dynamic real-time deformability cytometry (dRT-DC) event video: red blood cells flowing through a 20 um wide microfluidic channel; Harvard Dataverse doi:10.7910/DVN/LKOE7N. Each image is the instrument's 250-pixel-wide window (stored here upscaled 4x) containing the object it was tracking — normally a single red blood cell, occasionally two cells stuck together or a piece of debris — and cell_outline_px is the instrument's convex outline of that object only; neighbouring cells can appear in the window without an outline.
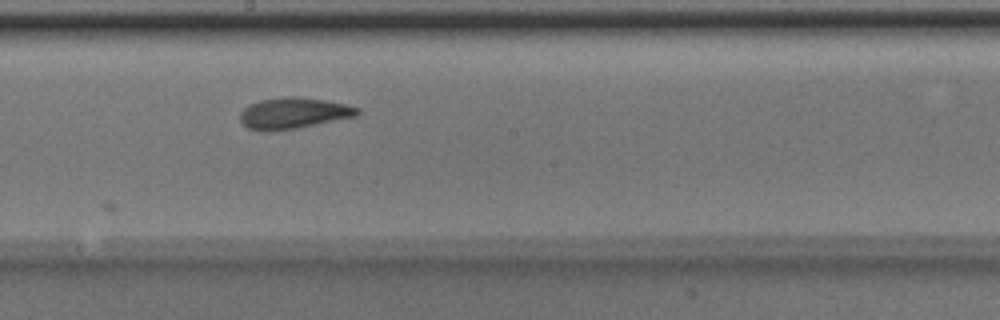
{"species": "Egyptian fruit bat (a non-hibernating species)", "species_latin": "Rousettus aegyptiacus", "temperature_condition": "room temperature", "stored_images_in_passage": 11, "camera_frame_rate_fps": 3000, "um_per_image_px": 0.085, "animal": {"sex": "male"}, "frame": {"image": 1, "passage_image": 8, "time_ms": 2.333, "image_size_px": [1000, 320], "cell_outline_px": [[360, 112], [356, 116], [296, 128], [268, 132], [264, 132], [248, 128], [240, 120], [240, 112], [248, 104], [260, 100], [288, 96], [296, 96], [324, 100], [348, 104], [360, 108]], "centroid_in_image_um": [24.93, 9.61], "position_along_channel_um": 223.3, "area_um2": 21.33}}
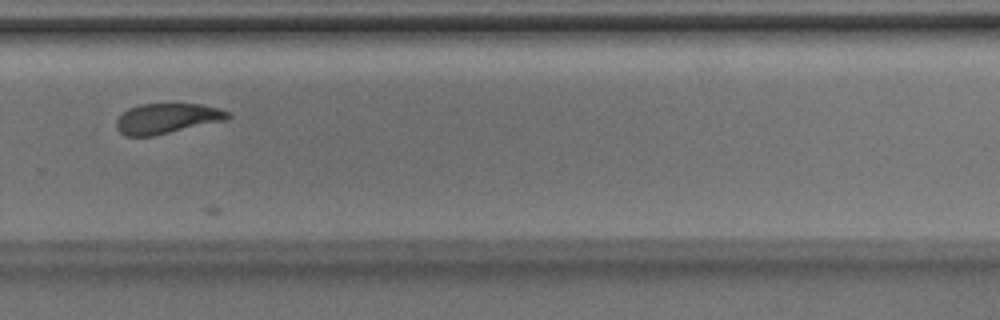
{"frame": {"image": 2, "passage_image": 10, "time_ms": 3.0, "image_size_px": [1000, 320], "cell_outline_px": [[232, 116], [228, 120], [152, 136], [124, 136], [116, 128], [116, 120], [128, 108], [140, 104], [204, 104], [220, 108], [228, 112]], "centroid_in_image_um": [14.22, 10.07], "position_along_channel_um": 315.6, "area_um2": 19.77}}